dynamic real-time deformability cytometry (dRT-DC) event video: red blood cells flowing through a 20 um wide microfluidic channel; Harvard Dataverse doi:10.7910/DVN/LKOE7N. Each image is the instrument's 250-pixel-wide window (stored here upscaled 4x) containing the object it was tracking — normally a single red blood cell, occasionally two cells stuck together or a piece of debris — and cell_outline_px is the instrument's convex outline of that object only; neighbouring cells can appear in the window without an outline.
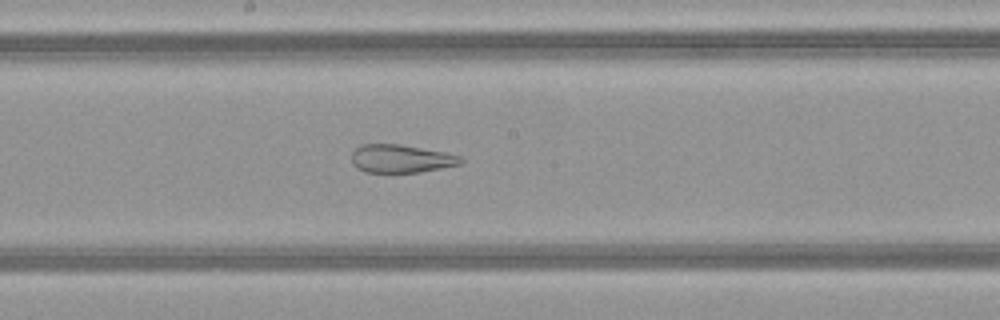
{"species": "common noctule bat (a hibernating species)", "species_latin": "Nyctalus noctula", "temperature_condition": "warm", "stored_images_in_passage": 47, "camera_frame_rate_fps": 3000, "um_per_image_px": 0.085, "animal": {"sex": "female", "body_mass_g": 21.9}, "frame": {"image": 1, "passage_image": 27, "time_ms": 8.667, "image_size_px": [1000, 320], "cell_outline_px": [[464, 160], [460, 164], [420, 172], [364, 172], [356, 168], [352, 164], [352, 152], [360, 144], [400, 144], [444, 152], [460, 156]], "centroid_in_image_um": [34.05, 13.48], "position_along_channel_um": 214.2, "area_um2": 17.86}}
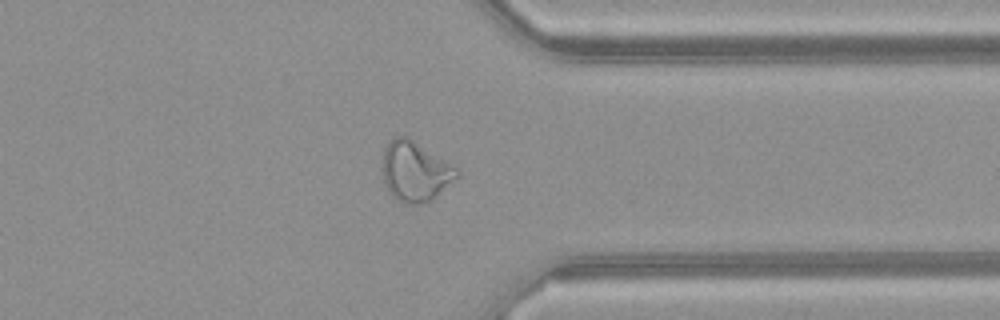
{"frame": {"image": 2, "passage_image": 39, "time_ms": 12.667, "image_size_px": [1000, 320], "cell_outline_px": [[460, 176], [432, 200], [416, 204], [404, 204], [396, 200], [388, 192], [384, 184], [384, 148], [396, 136], [408, 136], [452, 164], [460, 172]], "centroid_in_image_um": [35.31, 14.59], "position_along_channel_um": 376.1, "area_um2": 26.01}}
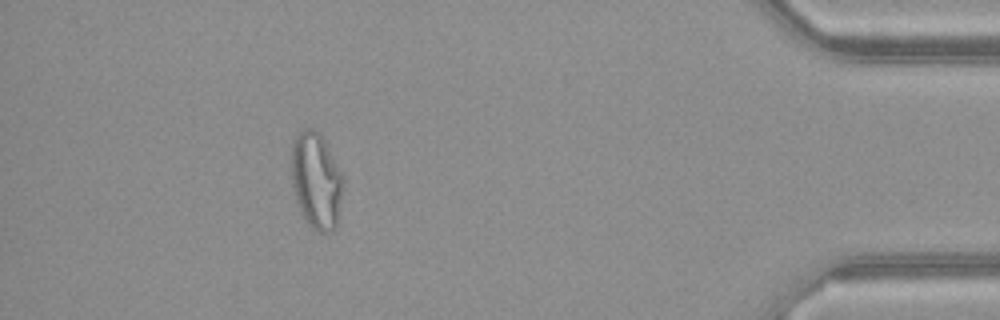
{"frame": {"image": 3, "passage_image": 45, "time_ms": 14.667, "image_size_px": [1000, 320], "cell_outline_px": [[344, 180], [336, 228], [332, 232], [316, 232], [312, 228], [300, 212], [296, 200], [292, 184], [292, 144], [296, 136], [304, 128], [312, 128], [320, 132]], "centroid_in_image_um": [26.87, 15.38], "position_along_channel_um": 408.3, "area_um2": 28.84}}